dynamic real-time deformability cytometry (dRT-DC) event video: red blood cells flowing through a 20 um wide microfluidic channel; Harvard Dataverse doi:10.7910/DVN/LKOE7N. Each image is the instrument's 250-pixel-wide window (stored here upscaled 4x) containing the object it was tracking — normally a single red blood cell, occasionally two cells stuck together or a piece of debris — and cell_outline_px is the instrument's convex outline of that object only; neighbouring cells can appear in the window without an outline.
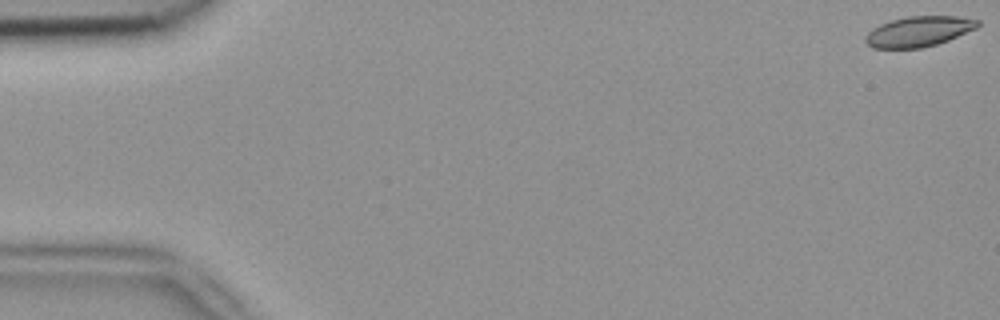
{"species": "common noctule bat (a hibernating species)", "species_latin": "Nyctalus noctula", "temperature_condition": "room temperature", "stored_images_in_passage": 6, "camera_frame_rate_fps": 3000, "um_per_image_px": 0.085, "animal": {"sex": "female", "body_mass_g": 18.4}, "frame": {"image": 1, "passage_image": 1, "time_ms": 0.0, "image_size_px": [1000, 320], "cell_outline_px": [[980, 24], [976, 28], [948, 40], [936, 44], [920, 48], [872, 48], [864, 40], [864, 36], [872, 28], [880, 24], [892, 20], [908, 16], [956, 16], [980, 20]], "centroid_in_image_um": [78.07, 2.67], "position_along_channel_um": 6.9, "area_um2": 19.77}}